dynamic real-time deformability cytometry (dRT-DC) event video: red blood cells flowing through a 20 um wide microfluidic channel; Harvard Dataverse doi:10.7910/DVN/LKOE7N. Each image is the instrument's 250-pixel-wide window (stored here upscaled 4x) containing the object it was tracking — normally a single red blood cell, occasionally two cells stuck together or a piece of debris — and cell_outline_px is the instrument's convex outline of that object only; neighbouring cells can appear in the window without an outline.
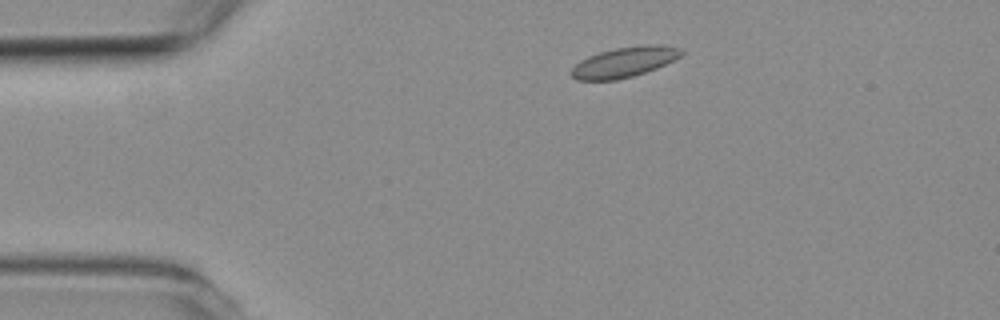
{"species": "common noctule bat (a hibernating species)", "species_latin": "Nyctalus noctula", "temperature_condition": "room temperature", "stored_images_in_passage": 4, "camera_frame_rate_fps": 3000, "um_per_image_px": 0.085, "animal": {"sex": "female", "body_mass_g": 19.3, "forearm_length_mm": 54.1}, "frame": {"image": 1, "passage_image": 2, "time_ms": 1.0, "image_size_px": [1000, 320], "cell_outline_px": [[684, 52], [680, 56], [656, 68], [632, 76], [616, 80], [576, 80], [568, 72], [580, 60], [588, 56], [600, 52], [616, 48], [648, 44], [660, 44], [680, 48]], "centroid_in_image_um": [53.03, 5.28], "position_along_channel_um": 32.0, "area_um2": 19.25}}
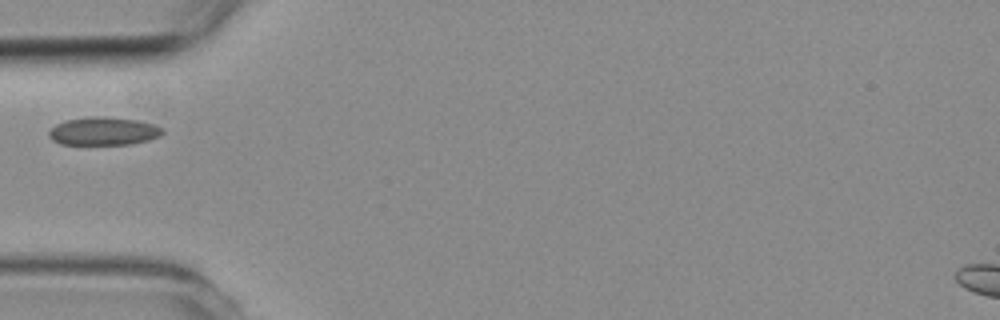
{"frame": {"image": 2, "passage_image": 3, "time_ms": 3.333, "image_size_px": [1000, 320], "cell_outline_px": [[164, 132], [160, 136], [148, 140], [128, 144], [60, 144], [52, 140], [48, 136], [48, 132], [56, 124], [64, 120], [92, 116], [104, 116], [136, 120], [152, 124], [164, 128]], "centroid_in_image_um": [8.78, 11.14], "position_along_channel_um": 76.2, "area_um2": 18.61}}
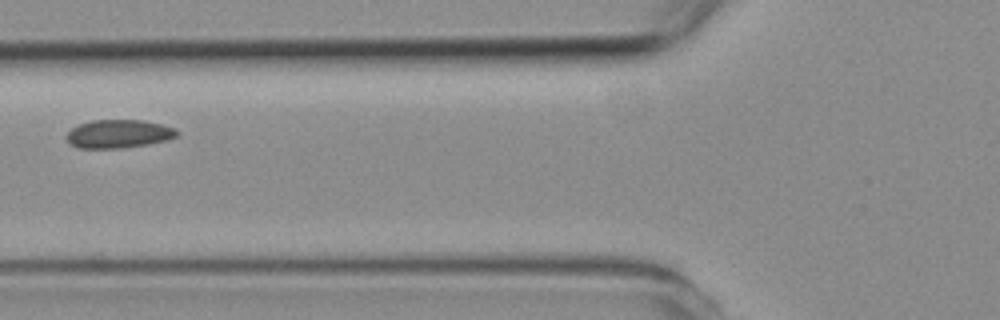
{"frame": {"image": 3, "passage_image": 4, "time_ms": 4.333, "image_size_px": [1000, 320], "cell_outline_px": [[180, 132], [176, 136], [164, 140], [144, 144], [120, 148], [76, 148], [68, 144], [64, 136], [72, 128], [80, 124], [92, 120], [144, 120], [176, 128]], "centroid_in_image_um": [10.02, 11.37], "position_along_channel_um": 115.8, "area_um2": 18.21}}